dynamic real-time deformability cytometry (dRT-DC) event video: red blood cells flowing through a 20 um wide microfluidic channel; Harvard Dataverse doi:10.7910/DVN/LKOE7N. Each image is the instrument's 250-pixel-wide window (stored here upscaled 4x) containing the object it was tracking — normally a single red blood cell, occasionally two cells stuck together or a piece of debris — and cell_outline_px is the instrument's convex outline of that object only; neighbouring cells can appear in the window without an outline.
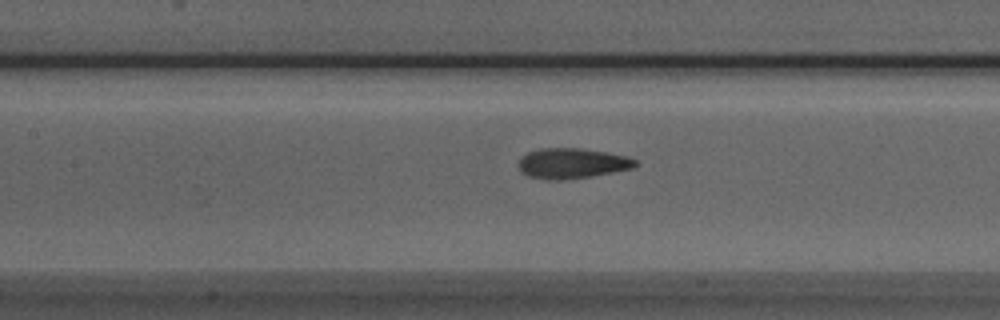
{"species": "Egyptian fruit bat (a non-hibernating species)", "species_latin": "Rousettus aegyptiacus", "temperature_condition": "room temperature", "stored_images_in_passage": 32, "camera_frame_rate_fps": 3000, "um_per_image_px": 0.085, "animal": {"sex": "male"}, "frame": {"image": 1, "passage_image": 9, "time_ms": 2.667, "image_size_px": [1000, 320], "cell_outline_px": [[636, 164], [632, 168], [612, 172], [588, 176], [560, 180], [548, 180], [528, 176], [520, 172], [520, 156], [528, 152], [540, 148], [580, 148], [628, 156], [636, 160]], "centroid_in_image_um": [48.58, 13.87], "position_along_channel_um": 158.8, "area_um2": 20.4}}
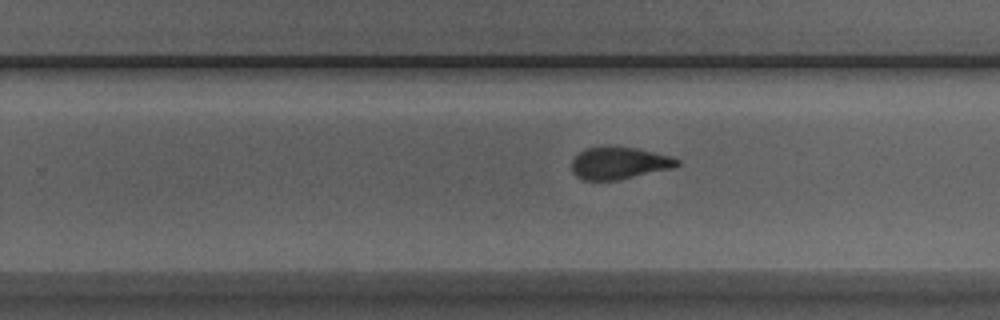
{"frame": {"image": 2, "passage_image": 18, "time_ms": 5.667, "image_size_px": [1000, 320], "cell_outline_px": [[680, 164], [672, 168], [616, 180], [584, 180], [576, 176], [572, 172], [572, 160], [584, 148], [608, 144], [636, 148], [672, 156], [680, 160]], "centroid_in_image_um": [52.6, 13.83], "position_along_channel_um": 277.2, "area_um2": 20.06}}
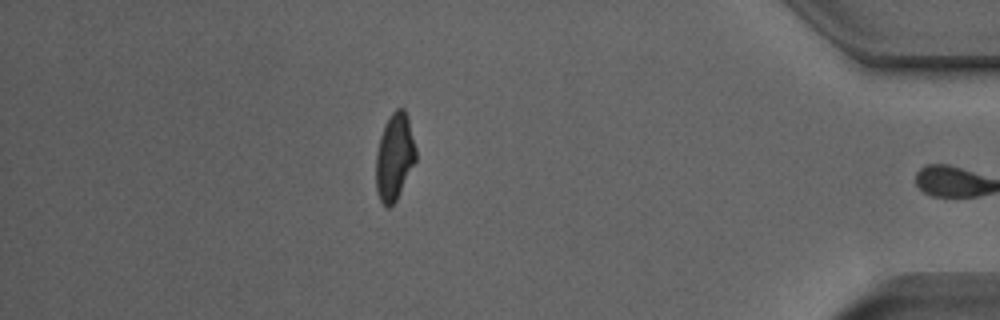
{"frame": {"image": 3, "passage_image": 31, "time_ms": 10.0, "image_size_px": [1000, 320], "cell_outline_px": [[416, 160], [396, 200], [388, 208], [380, 200], [376, 192], [376, 152], [380, 136], [384, 124], [392, 112], [396, 108], [404, 108], [408, 116], [416, 148]], "centroid_in_image_um": [33.53, 13.3], "position_along_channel_um": 401.7, "area_um2": 20.23}, "authors_computed_cell_mechanics": {"area_um2": 20.7791, "velocity_mm_per_s": 3.9591, "shape_relaxation_time_tau1_ms": 5.3248, "shape_relaxation_time_tau2_ms": 1.6619, "deformation_change_tau1": 0.1678, "deformation_change_tau2": 0.0906}}